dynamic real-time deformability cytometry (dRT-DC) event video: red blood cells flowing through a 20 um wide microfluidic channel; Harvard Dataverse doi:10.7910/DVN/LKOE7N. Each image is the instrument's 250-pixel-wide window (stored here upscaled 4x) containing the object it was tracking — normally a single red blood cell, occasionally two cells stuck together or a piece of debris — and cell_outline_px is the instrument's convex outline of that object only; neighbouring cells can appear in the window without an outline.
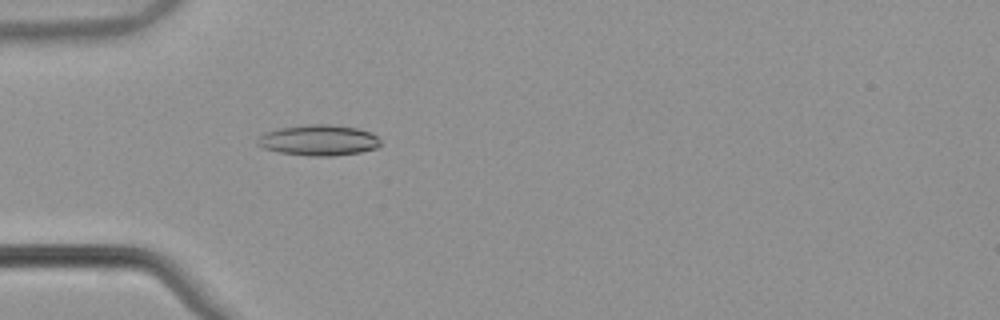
{"species": "common noctule bat (a hibernating species)", "species_latin": "Nyctalus noctula", "temperature_condition": "warm", "stored_images_in_passage": 54, "camera_frame_rate_fps": 3000, "um_per_image_px": 0.085, "animal": {"sex": "male", "body_mass_g": 21.5, "forearm_length_mm": 52.0}, "frame": {"image": 1, "passage_image": 17, "time_ms": 5.333, "image_size_px": [1000, 320], "cell_outline_px": [[380, 144], [376, 148], [360, 152], [332, 156], [312, 156], [280, 152], [264, 148], [256, 144], [256, 140], [264, 132], [280, 128], [308, 124], [328, 124], [356, 128], [372, 132], [380, 140]], "centroid_in_image_um": [27.08, 11.91], "position_along_channel_um": 57.9, "area_um2": 21.96}}
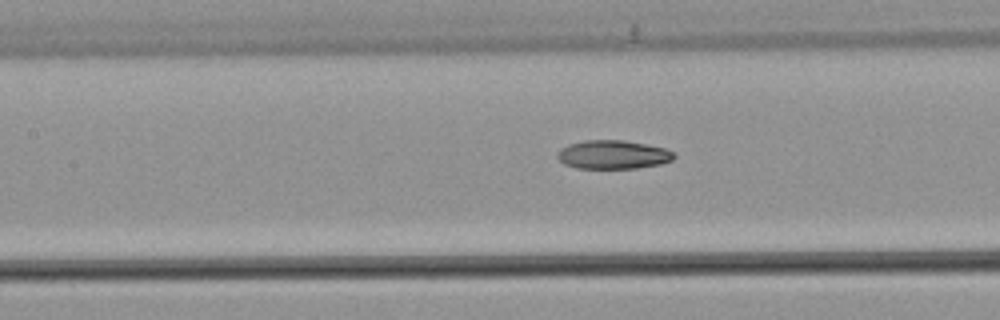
{"frame": {"image": 2, "passage_image": 25, "time_ms": 8.0, "image_size_px": [1000, 320], "cell_outline_px": [[676, 156], [672, 160], [660, 164], [636, 168], [576, 168], [564, 164], [556, 156], [560, 148], [568, 144], [584, 140], [624, 140], [648, 144], [664, 148], [676, 152]], "centroid_in_image_um": [52.11, 13.13], "position_along_channel_um": 155.3, "area_um2": 19.65}}
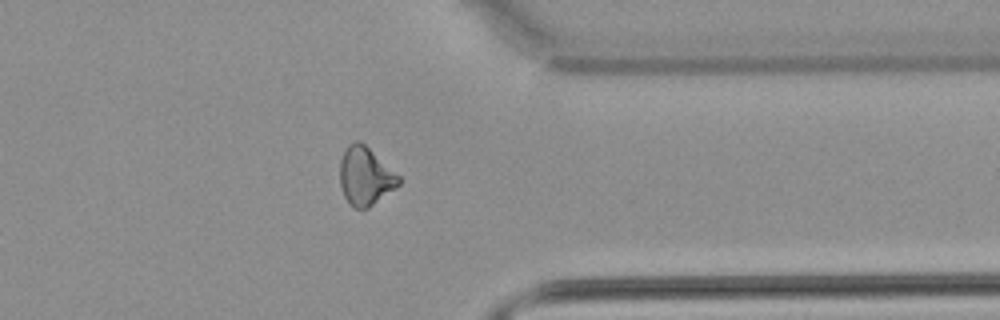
{"frame": {"image": 3, "passage_image": 43, "time_ms": 14.0, "image_size_px": [1000, 320], "cell_outline_px": [[400, 184], [368, 208], [356, 208], [348, 204], [344, 196], [340, 184], [340, 160], [348, 144], [356, 140], [360, 140], [400, 176]], "centroid_in_image_um": [31.03, 14.97], "position_along_channel_um": 380.4, "area_um2": 19.83}, "authors_computed_cell_mechanics": {"area_um2": 20.1433, "velocity_mm_per_s": 3.8656, "shape_relaxation_time_tau1_ms": null, "shape_relaxation_time_tau2_ms": 3.793, "deformation_change_tau1": null, "deformation_change_tau2": 0.1075}}